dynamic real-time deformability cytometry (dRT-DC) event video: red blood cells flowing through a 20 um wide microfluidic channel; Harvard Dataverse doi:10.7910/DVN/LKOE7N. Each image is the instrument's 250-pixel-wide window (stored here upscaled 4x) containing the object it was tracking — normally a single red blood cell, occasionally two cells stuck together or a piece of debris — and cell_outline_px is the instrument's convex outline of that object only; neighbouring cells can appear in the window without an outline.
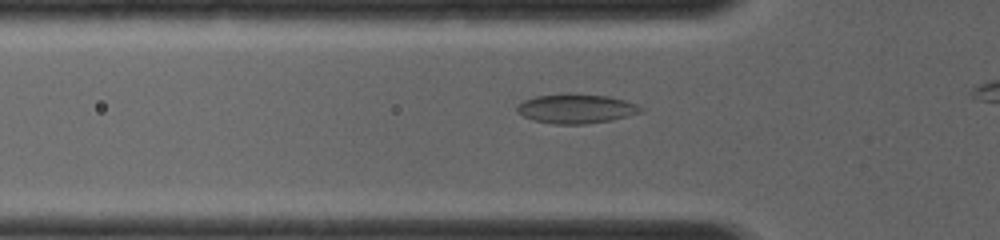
{"species": "common noctule bat (a hibernating species)", "species_latin": "Nyctalus noctula", "temperature_condition": "room temperature", "stored_images_in_passage": 9, "camera_frame_rate_fps": 4000, "um_per_image_px": 0.085, "animal": {"sex": "female", "body_mass_g": 19.0, "forearm_length_mm": 56.7}, "frame": {"image": 1, "passage_image": 3, "time_ms": 0.5, "image_size_px": [1000, 240], "cell_outline_px": [[644, 112], [612, 120], [584, 124], [552, 124], [532, 120], [516, 112], [516, 104], [524, 100], [536, 96], [560, 92], [572, 92], [608, 96], [624, 100], [636, 104], [644, 108]], "centroid_in_image_um": [48.95, 9.21], "position_along_channel_um": 76.9, "area_um2": 21.79}}
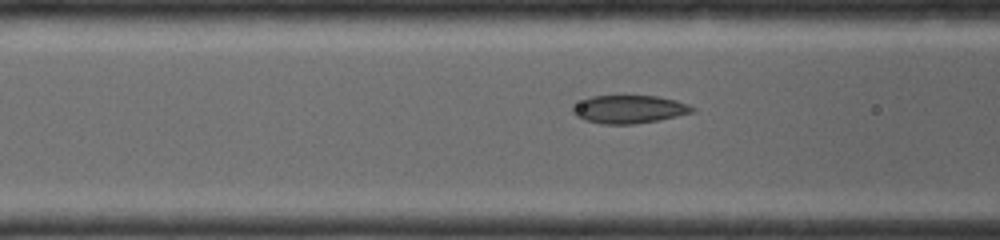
{"frame": {"image": 2, "passage_image": 6, "time_ms": 1.25, "image_size_px": [1000, 240], "cell_outline_px": [[696, 112], [660, 120], [632, 124], [600, 124], [584, 120], [576, 116], [572, 112], [572, 108], [576, 104], [592, 96], [656, 96], [676, 100], [688, 104], [696, 108]], "centroid_in_image_um": [53.52, 9.3], "position_along_channel_um": 113.1, "area_um2": 19.59}}